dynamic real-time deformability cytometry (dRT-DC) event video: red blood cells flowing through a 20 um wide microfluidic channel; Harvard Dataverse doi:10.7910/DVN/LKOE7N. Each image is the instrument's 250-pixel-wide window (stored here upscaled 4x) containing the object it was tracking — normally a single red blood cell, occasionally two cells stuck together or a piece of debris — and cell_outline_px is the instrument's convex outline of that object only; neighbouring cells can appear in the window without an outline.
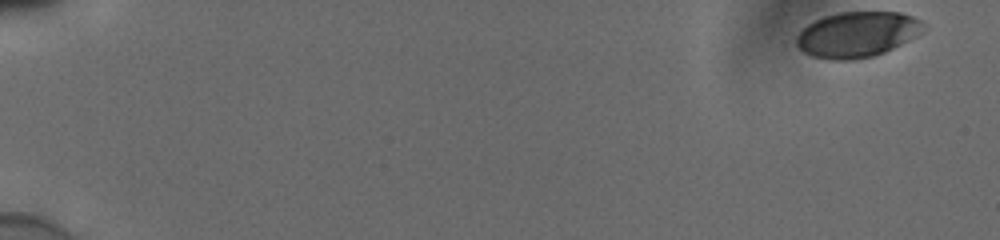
{"species": "human", "species_latin": "Homo sapiens", "temperature_condition": "cold", "stored_images_in_passage": 49, "camera_frame_rate_fps": 3000, "um_per_image_px": 0.085, "donor": {"sex": "male"}, "frame": {"image": 1, "passage_image": 1, "time_ms": 0.0, "image_size_px": [1000, 240], "cell_outline_px": [[920, 32], [916, 36], [884, 52], [872, 56], [856, 60], [828, 60], [812, 56], [804, 52], [796, 44], [796, 36], [808, 24], [824, 16], [840, 12], [900, 12], [912, 16], [920, 20]], "centroid_in_image_um": [72.8, 2.94], "position_along_channel_um": 12.2, "area_um2": 33.29}}
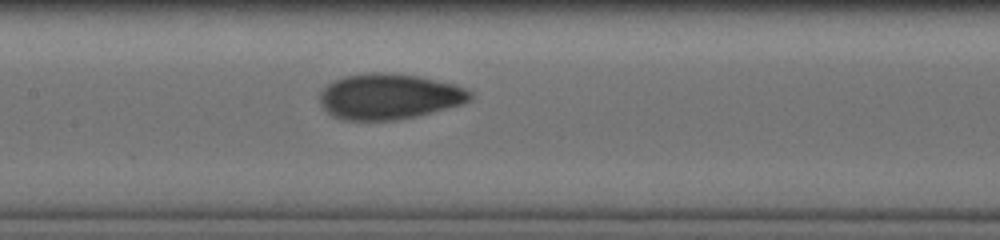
{"frame": {"image": 2, "passage_image": 28, "time_ms": 9.0, "image_size_px": [1000, 240], "cell_outline_px": [[472, 96], [468, 100], [460, 104], [416, 116], [392, 120], [344, 120], [332, 116], [320, 104], [320, 92], [332, 80], [344, 76], [364, 72], [392, 72], [420, 76], [452, 84], [464, 88], [472, 92]], "centroid_in_image_um": [33.01, 8.18], "position_along_channel_um": 174.4, "area_um2": 39.94}}
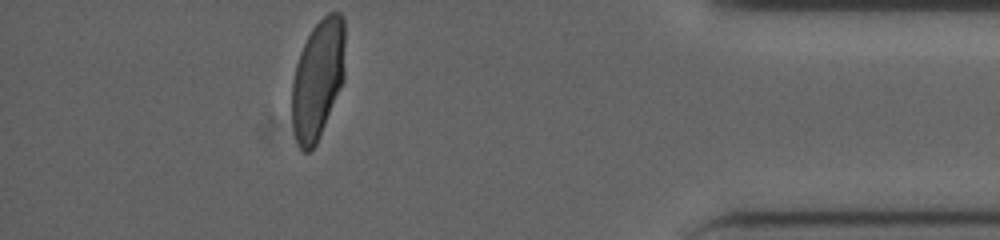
{"frame": {"image": 3, "passage_image": 49, "time_ms": 16.0, "image_size_px": [1000, 240], "cell_outline_px": [[344, 80], [320, 136], [316, 144], [308, 152], [304, 152], [300, 148], [296, 140], [292, 124], [292, 80], [296, 64], [300, 52], [312, 28], [328, 12], [340, 12], [344, 16]], "centroid_in_image_um": [27.01, 6.73], "position_along_channel_um": 408.2, "area_um2": 37.05}, "authors_computed_cell_mechanics": {"area_um2": 38.148, "velocity_mm_per_s": 3.8547, "shape_relaxation_time_tau1_ms": 4.5894, "shape_relaxation_time_tau2_ms": 0.8644, "deformation_change_tau1": 0.1727, "deformation_change_tau2": 0.0506}}